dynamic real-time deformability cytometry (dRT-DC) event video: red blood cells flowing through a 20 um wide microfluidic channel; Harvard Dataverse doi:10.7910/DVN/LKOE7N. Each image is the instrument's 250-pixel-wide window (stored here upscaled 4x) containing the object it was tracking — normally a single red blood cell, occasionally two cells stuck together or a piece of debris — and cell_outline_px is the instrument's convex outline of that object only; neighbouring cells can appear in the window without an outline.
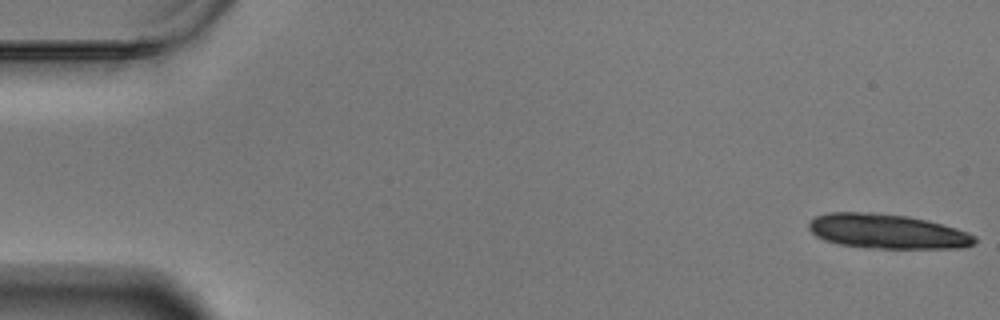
{"species": "Egyptian fruit bat (a non-hibernating species)", "species_latin": "Rousettus aegyptiacus", "temperature_condition": "warm", "stored_images_in_passage": 17, "camera_frame_rate_fps": 3000, "um_per_image_px": 0.085, "animal": {"sex": "male"}, "frame": {"image": 1, "passage_image": 1, "time_ms": 0.0, "image_size_px": [1000, 320], "cell_outline_px": [[976, 244], [960, 248], [876, 248], [840, 244], [824, 240], [816, 236], [808, 228], [808, 224], [816, 216], [828, 212], [872, 212], [908, 216], [928, 220], [956, 228], [968, 232], [976, 236]], "centroid_in_image_um": [75.44, 19.66], "position_along_channel_um": 9.6, "area_um2": 33.47}}